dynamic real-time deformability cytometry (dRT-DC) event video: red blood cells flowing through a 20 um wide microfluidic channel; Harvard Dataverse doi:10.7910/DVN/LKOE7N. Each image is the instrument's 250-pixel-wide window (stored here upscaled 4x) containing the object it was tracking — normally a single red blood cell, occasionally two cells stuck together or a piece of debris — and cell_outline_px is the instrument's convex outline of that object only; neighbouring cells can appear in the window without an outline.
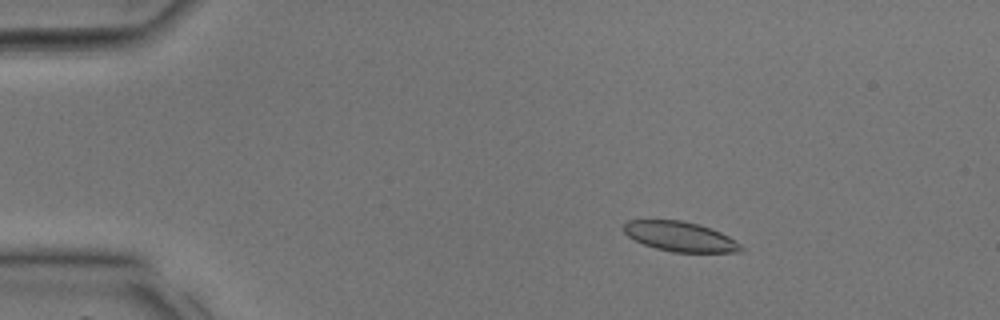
{"species": "common noctule bat (a hibernating species)", "species_latin": "Nyctalus noctula", "temperature_condition": "room temperature", "stored_images_in_passage": 36, "camera_frame_rate_fps": 3000, "um_per_image_px": 0.085, "animal": {"sex": "male", "body_mass_g": 17.9, "forearm_length_mm": 54.2}, "frame": {"image": 1, "passage_image": 6, "time_ms": 1.667, "image_size_px": [1000, 320], "cell_outline_px": [[744, 248], [740, 252], [672, 252], [656, 248], [644, 244], [628, 236], [624, 232], [624, 224], [628, 220], [680, 220], [700, 224], [720, 232], [736, 240]], "centroid_in_image_um": [57.83, 20.1], "position_along_channel_um": 27.2, "area_um2": 20.29}}
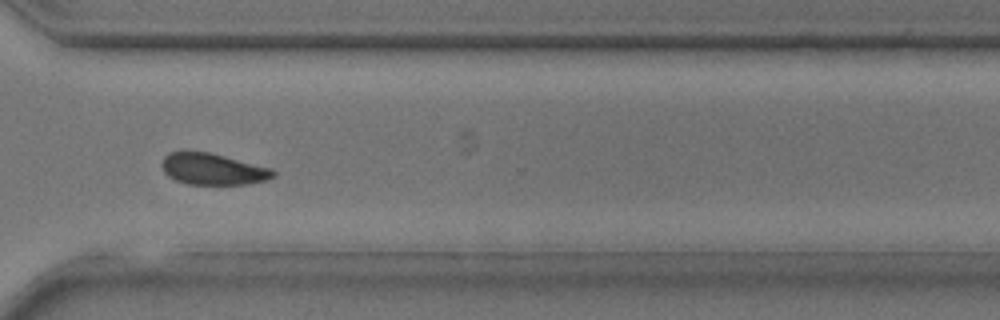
{"frame": {"image": 2, "passage_image": 27, "time_ms": 8.667, "image_size_px": [1000, 320], "cell_outline_px": [[276, 176], [268, 180], [248, 184], [188, 184], [176, 180], [168, 176], [164, 172], [160, 164], [164, 156], [168, 152], [180, 148], [208, 152], [272, 168], [276, 172]], "centroid_in_image_um": [18.04, 14.34], "position_along_channel_um": 352.6, "area_um2": 20.98}}
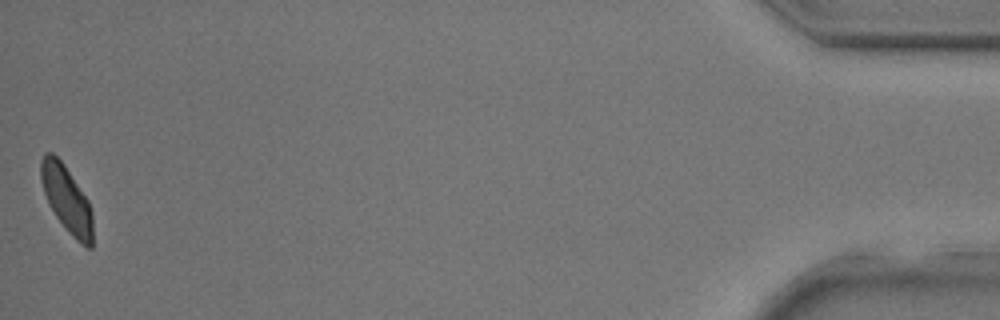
{"frame": {"image": 3, "passage_image": 36, "time_ms": 11.667, "image_size_px": [1000, 320], "cell_outline_px": [[92, 248], [88, 248], [76, 240], [72, 236], [56, 216], [48, 204], [40, 180], [40, 160], [44, 152], [52, 152], [64, 164], [88, 200], [92, 212]], "centroid_in_image_um": [5.65, 16.9], "position_along_channel_um": 429.6, "area_um2": 20.06}}